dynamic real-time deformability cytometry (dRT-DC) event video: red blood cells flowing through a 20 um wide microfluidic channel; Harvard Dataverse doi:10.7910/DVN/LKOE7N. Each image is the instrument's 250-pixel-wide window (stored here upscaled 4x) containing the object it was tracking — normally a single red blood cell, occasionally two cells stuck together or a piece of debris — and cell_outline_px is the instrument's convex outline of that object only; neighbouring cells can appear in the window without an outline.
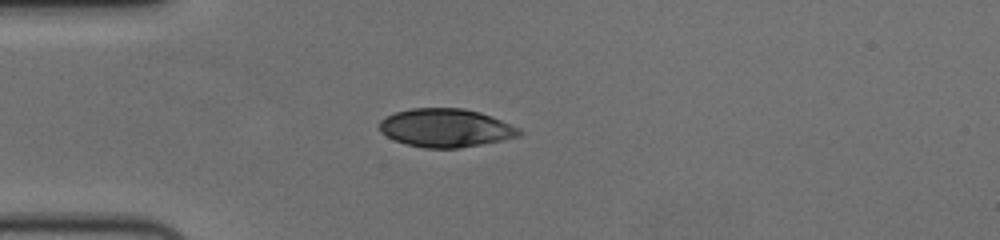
{"species": "human", "species_latin": "Homo sapiens", "temperature_condition": "cold", "stored_images_in_passage": 42, "camera_frame_rate_fps": 3000, "um_per_image_px": 0.085, "donor": {"sex": "female"}, "frame": {"image": 1, "passage_image": 1, "time_ms": 0.0, "image_size_px": [1000, 240], "cell_outline_px": [[524, 132], [520, 136], [504, 140], [460, 148], [424, 148], [408, 144], [396, 140], [380, 132], [380, 120], [384, 116], [396, 112], [412, 108], [464, 108], [480, 112], [492, 116], [520, 128]], "centroid_in_image_um": [37.93, 10.87], "position_along_channel_um": 47.1, "area_um2": 31.39}}
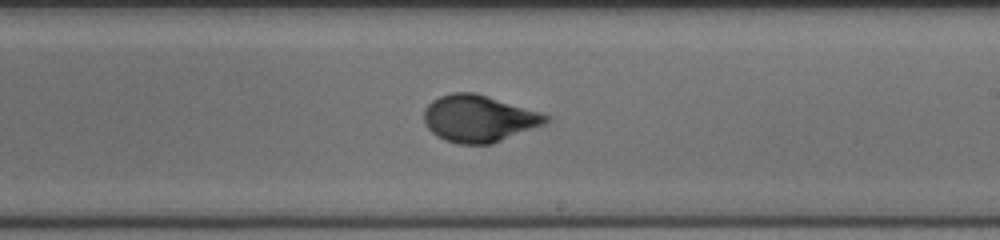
{"frame": {"image": 2, "passage_image": 19, "time_ms": 6.0, "image_size_px": [1000, 240], "cell_outline_px": [[552, 120], [544, 124], [492, 144], [460, 144], [444, 140], [436, 136], [428, 128], [424, 120], [424, 108], [432, 100], [440, 96], [452, 92], [476, 92], [540, 112], [552, 116]], "centroid_in_image_um": [40.7, 10.07], "position_along_channel_um": 248.3, "area_um2": 33.47}}
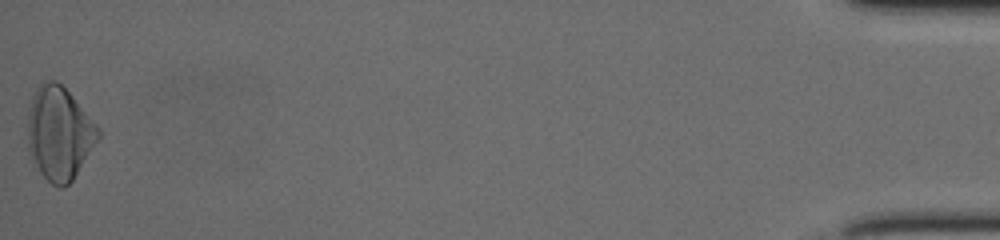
{"frame": {"image": 3, "passage_image": 42, "time_ms": 13.667, "image_size_px": [1000, 240], "cell_outline_px": [[100, 136], [72, 180], [64, 188], [60, 188], [52, 184], [40, 172], [32, 160], [28, 152], [28, 112], [32, 96], [36, 88], [44, 80], [56, 80], [72, 96], [100, 128]], "centroid_in_image_um": [5.02, 11.32], "position_along_channel_um": 430.2, "area_um2": 38.03}, "authors_computed_cell_mechanics": {"area_um2": 32.946, "velocity_mm_per_s": 3.6574, "shape_relaxation_time_tau1_ms": 4.1076, "shape_relaxation_time_tau2_ms": null, "deformation_change_tau1": 0.1814, "deformation_change_tau2": null}}